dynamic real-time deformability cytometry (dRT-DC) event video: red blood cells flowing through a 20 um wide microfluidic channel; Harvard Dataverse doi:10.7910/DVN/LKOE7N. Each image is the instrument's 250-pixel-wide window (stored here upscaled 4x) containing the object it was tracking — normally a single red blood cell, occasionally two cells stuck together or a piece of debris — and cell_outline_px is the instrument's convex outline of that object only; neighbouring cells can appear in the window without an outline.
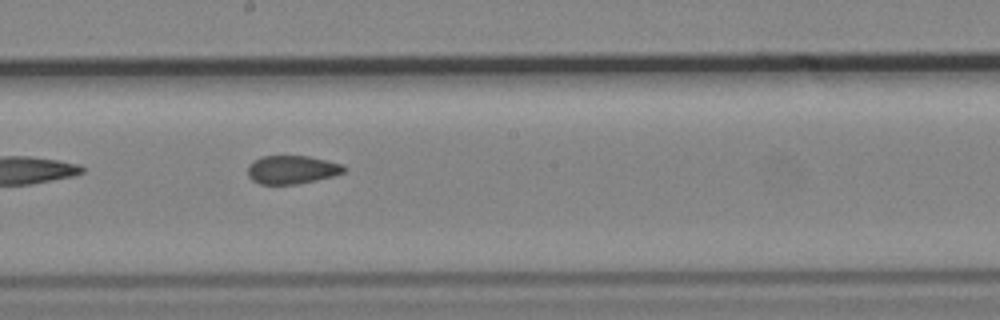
{"species": "common noctule bat (a hibernating species)", "species_latin": "Nyctalus noctula", "temperature_condition": "cold", "stored_images_in_passage": 9, "camera_frame_rate_fps": 3000, "um_per_image_px": 0.085, "animal": {"sex": "male", "body_mass_g": 19.2, "forearm_length_mm": 51.8}, "frame": {"image": 1, "passage_image": 8, "time_ms": 8.333, "image_size_px": [1000, 320], "cell_outline_px": [[348, 168], [344, 172], [332, 176], [316, 180], [296, 184], [260, 184], [252, 180], [248, 176], [248, 164], [252, 160], [260, 156], [308, 156], [344, 164]], "centroid_in_image_um": [24.81, 14.41], "position_along_channel_um": 223.4, "area_um2": 16.07}}